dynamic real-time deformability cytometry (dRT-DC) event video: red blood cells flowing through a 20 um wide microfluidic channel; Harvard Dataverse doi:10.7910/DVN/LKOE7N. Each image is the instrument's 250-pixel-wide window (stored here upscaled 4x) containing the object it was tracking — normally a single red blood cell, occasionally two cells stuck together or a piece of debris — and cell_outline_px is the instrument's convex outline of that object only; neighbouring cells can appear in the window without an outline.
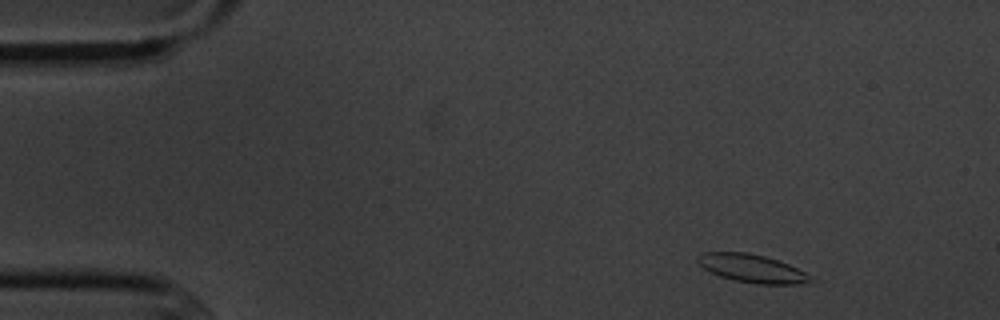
{"species": "common noctule bat (a hibernating species)", "species_latin": "Nyctalus noctula", "temperature_condition": "cold", "stored_images_in_passage": 7, "camera_frame_rate_fps": 3000, "um_per_image_px": 0.085, "animal": {"sex": "male", "body_mass_g": 20.1, "forearm_length_mm": 53.5}, "frame": {"image": 1, "passage_image": 1, "time_ms": 0.0, "image_size_px": [1000, 320], "cell_outline_px": [[812, 280], [800, 284], [756, 284], [736, 280], [720, 276], [704, 268], [696, 260], [696, 256], [704, 252], [748, 252], [764, 256], [788, 264], [812, 276]], "centroid_in_image_um": [63.9, 22.81], "position_along_channel_um": 21.1, "area_um2": 18.26}}
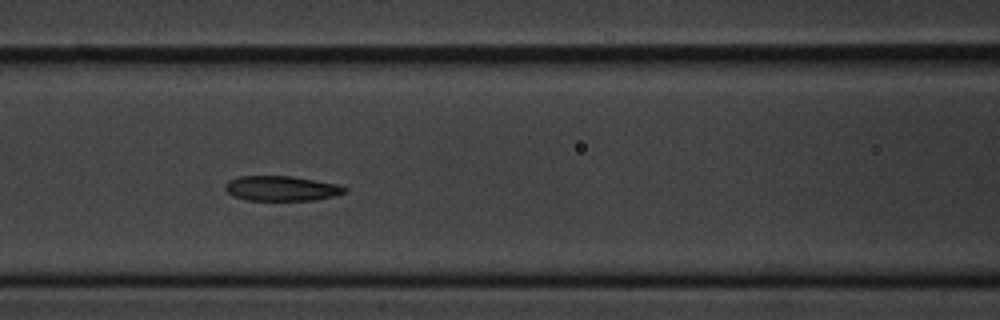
{"frame": {"image": 2, "passage_image": 6, "time_ms": 5.667, "image_size_px": [1000, 320], "cell_outline_px": [[348, 192], [316, 200], [248, 200], [232, 196], [224, 188], [224, 184], [228, 180], [236, 176], [292, 176], [340, 184], [348, 188]], "centroid_in_image_um": [23.93, 16.0], "position_along_channel_um": 142.7, "area_um2": 17.63}}
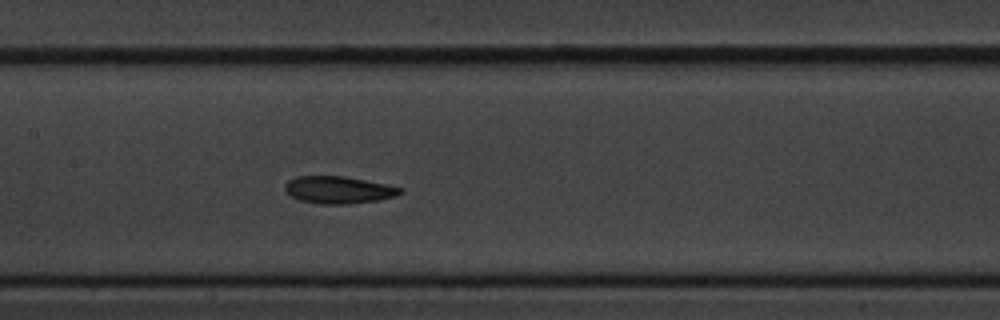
{"frame": {"image": 3, "passage_image": 7, "time_ms": 6.667, "image_size_px": [1000, 320], "cell_outline_px": [[404, 192], [396, 196], [380, 200], [348, 204], [320, 204], [300, 200], [292, 196], [284, 188], [284, 184], [288, 180], [296, 176], [344, 176], [404, 188]], "centroid_in_image_um": [28.79, 16.14], "position_along_channel_um": 178.6, "area_um2": 18.32}}